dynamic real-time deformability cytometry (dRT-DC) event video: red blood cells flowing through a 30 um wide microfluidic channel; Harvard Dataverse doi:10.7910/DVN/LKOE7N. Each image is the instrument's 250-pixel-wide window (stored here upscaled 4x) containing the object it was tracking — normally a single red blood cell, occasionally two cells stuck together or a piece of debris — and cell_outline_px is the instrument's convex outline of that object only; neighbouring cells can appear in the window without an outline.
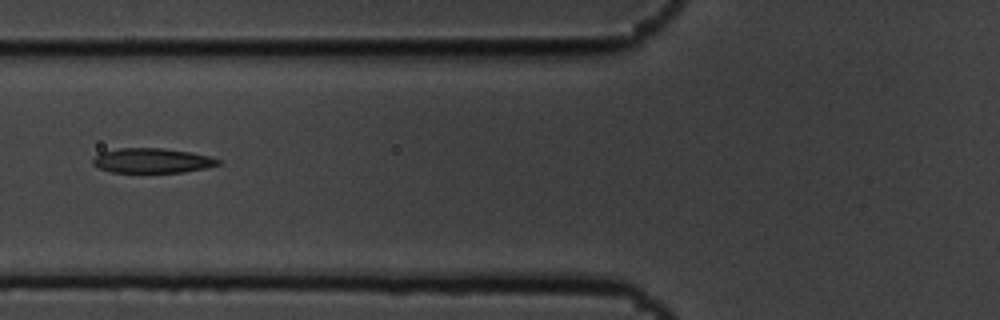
{"species": "common noctule bat (a hibernating species)", "species_latin": "Nyctalus noctula", "temperature_condition": "cold", "stored_images_in_passage": 9, "camera_frame_rate_fps": 3000, "um_per_image_px": 0.085, "animal": {"sex": "male", "body_mass_g": 19.5, "forearm_length_mm": 54.6}, "frame": {"image": 1, "passage_image": 7, "time_ms": 2.0, "image_size_px": [1000, 320], "cell_outline_px": [[220, 164], [204, 168], [184, 172], [112, 172], [100, 168], [92, 164], [92, 160], [100, 152], [120, 148], [160, 148], [188, 152], [208, 156], [220, 160]], "centroid_in_image_um": [12.9, 13.65], "position_along_channel_um": 112.9, "area_um2": 17.8}}
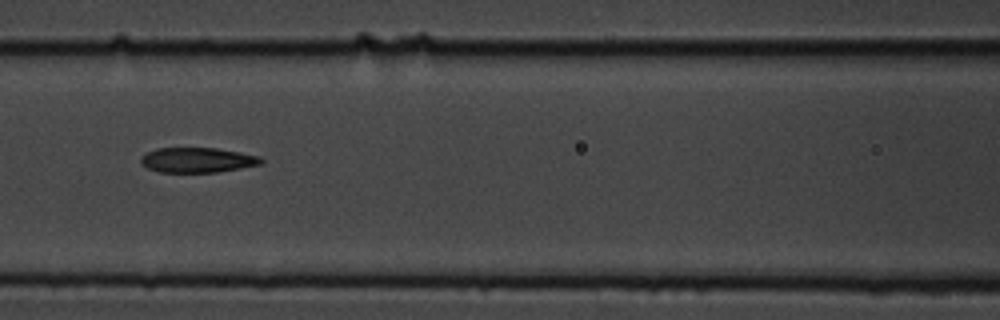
{"frame": {"image": 2, "passage_image": 8, "time_ms": 2.333, "image_size_px": [1000, 320], "cell_outline_px": [[264, 160], [260, 164], [240, 168], [216, 172], [160, 172], [148, 168], [140, 160], [140, 156], [156, 148], [216, 148], [240, 152], [260, 156]], "centroid_in_image_um": [16.79, 13.59], "position_along_channel_um": 149.8, "area_um2": 17.4}}
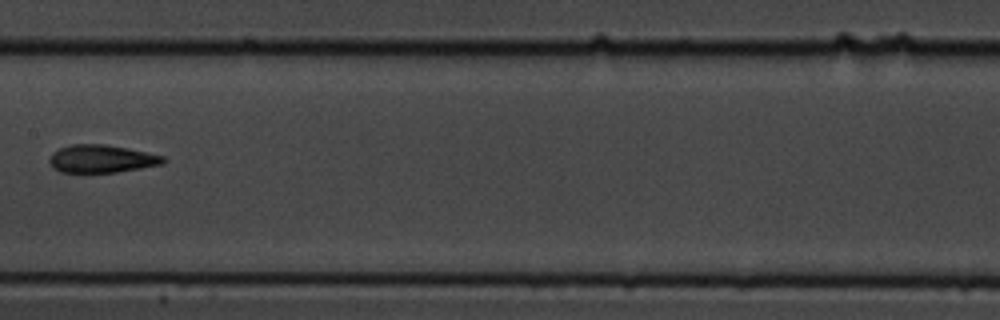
{"frame": {"image": 3, "passage_image": 9, "time_ms": 2.667, "image_size_px": [1000, 320], "cell_outline_px": [[168, 160], [160, 164], [140, 168], [116, 172], [60, 172], [52, 168], [48, 160], [52, 152], [60, 148], [72, 144], [104, 144], [128, 148], [164, 156]], "centroid_in_image_um": [8.6, 13.49], "position_along_channel_um": 198.8, "area_um2": 18.44}}